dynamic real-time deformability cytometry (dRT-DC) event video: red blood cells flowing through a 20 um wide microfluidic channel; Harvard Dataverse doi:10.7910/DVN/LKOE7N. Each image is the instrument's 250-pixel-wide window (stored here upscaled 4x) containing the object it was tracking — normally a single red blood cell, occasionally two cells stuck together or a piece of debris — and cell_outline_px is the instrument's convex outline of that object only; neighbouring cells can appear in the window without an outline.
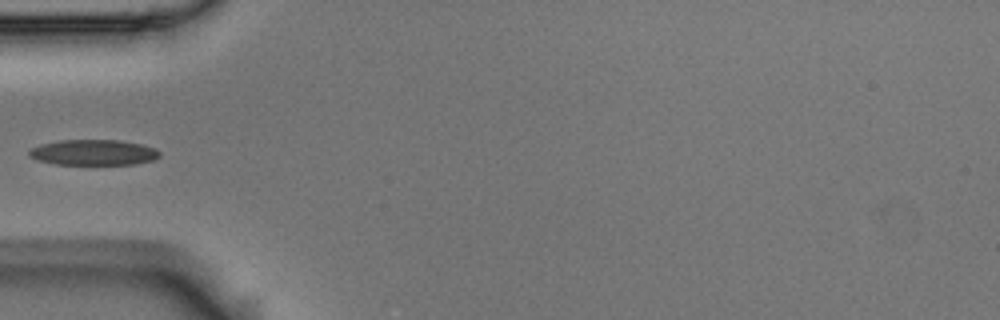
{"species": "Egyptian fruit bat (a non-hibernating species)", "species_latin": "Rousettus aegyptiacus", "temperature_condition": "room temperature", "stored_images_in_passage": 5, "segment_of_instrument_passage": [2, 2], "camera_frame_rate_fps": 3000, "um_per_image_px": 0.085, "animal": {"sex": "male"}, "frame": {"image": 1, "passage_image": 5, "time_ms": 1.333, "image_size_px": [1000, 320], "cell_outline_px": [[160, 156], [152, 160], [132, 164], [56, 164], [36, 160], [28, 156], [28, 152], [32, 148], [40, 144], [60, 140], [120, 140], [140, 144], [156, 148], [160, 152]], "centroid_in_image_um": [7.92, 12.95], "position_along_channel_um": 77.1, "area_um2": 19.42}}